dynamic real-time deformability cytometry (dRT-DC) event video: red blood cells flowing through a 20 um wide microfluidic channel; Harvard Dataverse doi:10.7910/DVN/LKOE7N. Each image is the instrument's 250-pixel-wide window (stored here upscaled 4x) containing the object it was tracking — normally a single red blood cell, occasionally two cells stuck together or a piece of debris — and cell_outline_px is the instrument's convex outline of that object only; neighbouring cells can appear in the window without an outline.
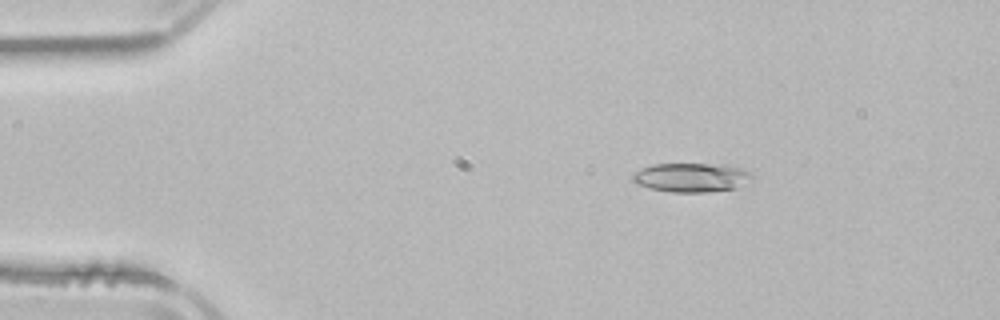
{"species": "common noctule bat (a hibernating species)", "species_latin": "Nyctalus noctula", "temperature_condition": "room temperature", "stored_images_in_passage": 4, "camera_frame_rate_fps": 3000, "um_per_image_px": 0.085, "animal": {"sex": "male", "body_mass_g": 21.5, "forearm_length_mm": 52.0}, "frame": {"image": 1, "passage_image": 2, "time_ms": 1.333, "image_size_px": [1000, 320], "cell_outline_px": [[752, 180], [736, 188], [704, 192], [672, 192], [648, 188], [636, 184], [632, 180], [632, 172], [652, 164], [728, 164], [744, 168], [752, 176]], "centroid_in_image_um": [58.76, 15.07], "position_along_channel_um": 26.2, "area_um2": 20.46}}
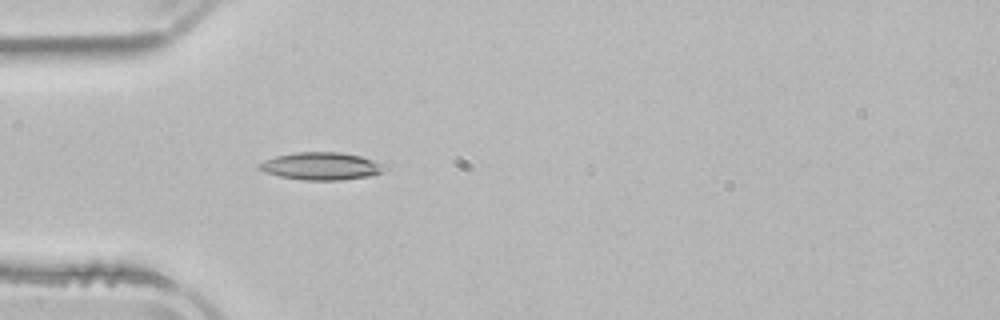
{"frame": {"image": 2, "passage_image": 4, "time_ms": 3.667, "image_size_px": [1000, 320], "cell_outline_px": [[392, 164], [384, 172], [372, 176], [340, 180], [304, 180], [280, 176], [264, 172], [256, 168], [256, 164], [264, 160], [276, 156], [296, 152], [340, 152], [388, 160]], "centroid_in_image_um": [27.49, 14.11], "position_along_channel_um": 57.5, "area_um2": 21.15}}